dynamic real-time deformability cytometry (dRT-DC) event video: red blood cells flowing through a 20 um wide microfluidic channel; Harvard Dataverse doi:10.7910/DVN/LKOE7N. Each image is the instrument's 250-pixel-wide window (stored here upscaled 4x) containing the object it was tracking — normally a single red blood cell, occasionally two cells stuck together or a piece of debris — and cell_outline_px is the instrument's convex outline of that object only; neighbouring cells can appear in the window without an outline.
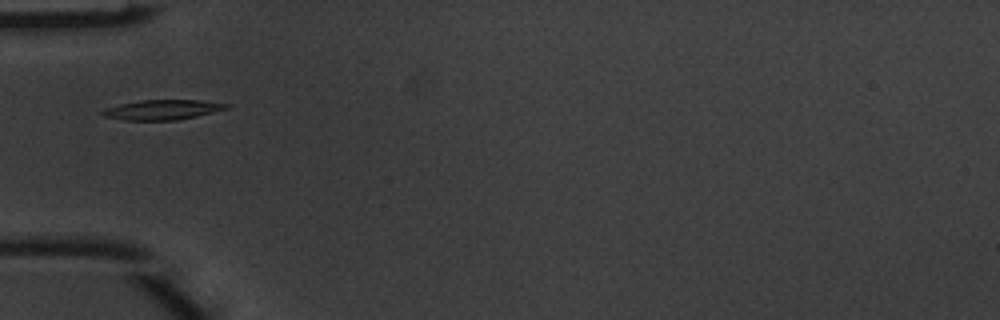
{"species": "common noctule bat (a hibernating species)", "species_latin": "Nyctalus noctula", "temperature_condition": "warm", "stored_images_in_passage": 2, "camera_frame_rate_fps": 3000, "um_per_image_px": 0.085, "animal": {"sex": "male", "body_mass_g": 20.1, "forearm_length_mm": 53.5}, "frame": {"image": 1, "passage_image": 2, "time_ms": 0.333, "image_size_px": [1000, 320], "cell_outline_px": [[232, 104], [228, 108], [196, 116], [176, 120], [124, 120], [104, 116], [100, 112], [108, 108], [120, 104], [140, 100], [200, 100]], "centroid_in_image_um": [13.83, 9.32], "position_along_channel_um": 71.2, "area_um2": 14.22}}